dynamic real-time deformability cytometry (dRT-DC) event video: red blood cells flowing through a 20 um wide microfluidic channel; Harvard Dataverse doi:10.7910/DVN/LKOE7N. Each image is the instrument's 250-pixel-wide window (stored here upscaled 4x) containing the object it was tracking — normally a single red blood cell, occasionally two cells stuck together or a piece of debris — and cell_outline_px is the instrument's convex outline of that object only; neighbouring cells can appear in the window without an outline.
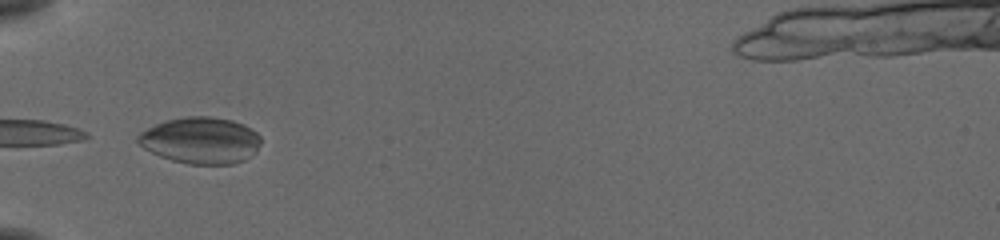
{"species": "common noctule bat (a hibernating species)", "species_latin": "Nyctalus noctula", "temperature_condition": "cold", "stored_images_in_passage": 28, "camera_frame_rate_fps": 3000, "um_per_image_px": 0.085, "animal": {"sex": "female", "body_mass_g": 19.5, "forearm_length_mm": 54.1}, "frame": {"image": 1, "passage_image": 1, "time_ms": 0.0, "image_size_px": [1000, 240], "cell_outline_px": [[260, 144], [256, 152], [252, 156], [244, 160], [232, 164], [188, 164], [172, 160], [160, 156], [144, 148], [136, 140], [136, 136], [140, 132], [164, 120], [184, 116], [212, 116], [232, 120], [244, 124], [256, 132], [260, 136]], "centroid_in_image_um": [17.07, 11.92], "position_along_channel_um": 67.9, "area_um2": 33.52}}